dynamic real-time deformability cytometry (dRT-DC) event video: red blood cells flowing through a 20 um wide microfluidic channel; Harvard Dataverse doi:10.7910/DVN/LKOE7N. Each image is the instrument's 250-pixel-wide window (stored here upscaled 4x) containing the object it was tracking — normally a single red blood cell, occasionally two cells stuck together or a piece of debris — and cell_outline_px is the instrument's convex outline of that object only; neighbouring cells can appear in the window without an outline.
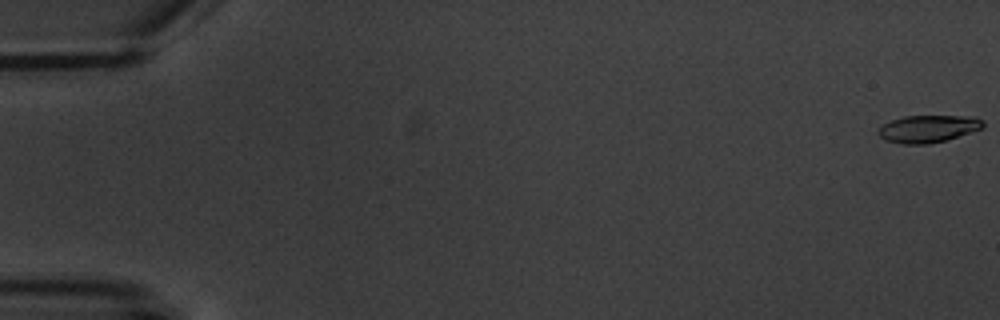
{"species": "common noctule bat (a hibernating species)", "species_latin": "Nyctalus noctula", "temperature_condition": "warm", "stored_images_in_passage": 7, "camera_frame_rate_fps": 3000, "um_per_image_px": 0.085, "animal": {"sex": "male", "body_mass_g": 20.1, "forearm_length_mm": 53.5}, "frame": {"image": 1, "passage_image": 1, "time_ms": 0.0, "image_size_px": [1000, 320], "cell_outline_px": [[984, 128], [944, 140], [928, 144], [904, 144], [884, 140], [876, 132], [876, 128], [892, 120], [904, 116], [976, 116], [984, 120]], "centroid_in_image_um": [78.88, 10.93], "position_along_channel_um": 6.1, "area_um2": 16.76}}
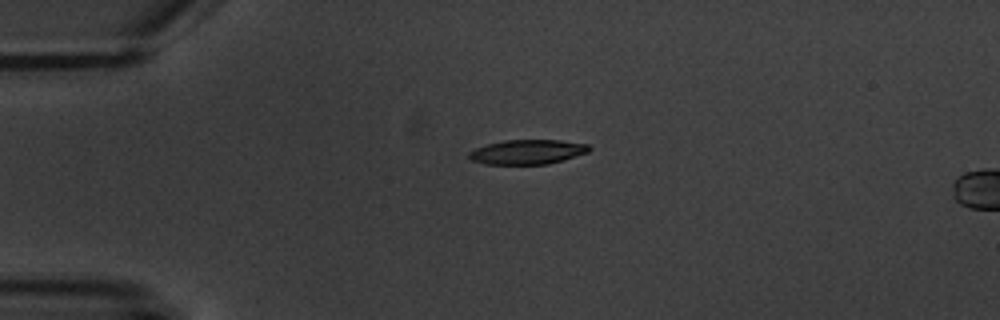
{"frame": {"image": 2, "passage_image": 5, "time_ms": 4.667, "image_size_px": [1000, 320], "cell_outline_px": [[592, 148], [588, 152], [564, 160], [548, 164], [484, 164], [472, 160], [468, 156], [468, 152], [476, 148], [488, 144], [504, 140], [560, 140], [588, 144]], "centroid_in_image_um": [44.85, 12.91], "position_along_channel_um": 40.1, "area_um2": 17.22}}